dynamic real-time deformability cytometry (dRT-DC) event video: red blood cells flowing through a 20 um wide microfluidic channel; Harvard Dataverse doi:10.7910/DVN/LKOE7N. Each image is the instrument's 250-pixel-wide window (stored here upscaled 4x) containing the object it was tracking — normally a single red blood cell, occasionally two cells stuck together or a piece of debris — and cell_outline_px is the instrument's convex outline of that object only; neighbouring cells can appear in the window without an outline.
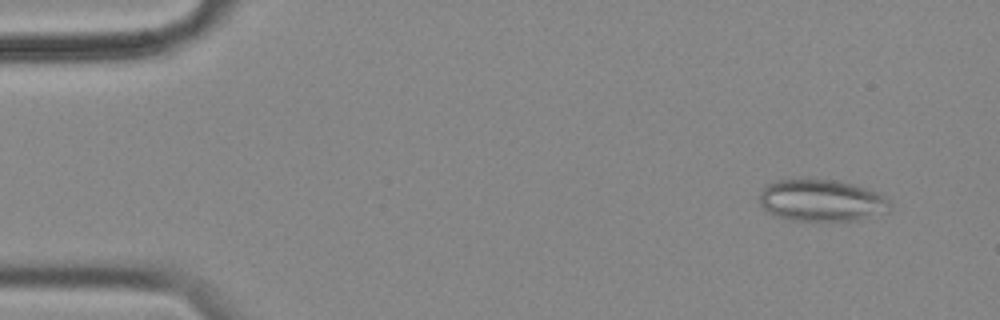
{"species": "common noctule bat (a hibernating species)", "species_latin": "Nyctalus noctula", "temperature_condition": "cold", "stored_images_in_passage": 55, "camera_frame_rate_fps": 3000, "um_per_image_px": 0.085, "animal": {"sex": "female", "body_mass_g": 18.4}, "frame": {"image": 1, "passage_image": 3, "time_ms": 0.667, "image_size_px": [1000, 320], "cell_outline_px": [[888, 212], [856, 220], [796, 220], [780, 216], [768, 212], [760, 204], [760, 192], [768, 184], [776, 180], [836, 180], [852, 184], [880, 192], [888, 200]], "centroid_in_image_um": [69.85, 17.03], "position_along_channel_um": 15.2, "area_um2": 31.27}}
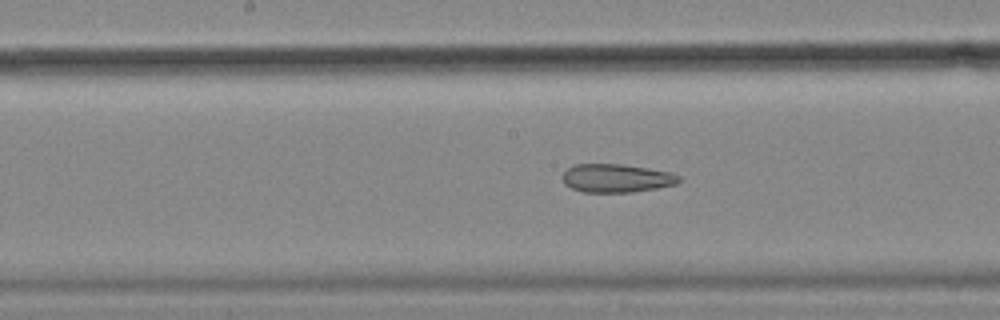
{"frame": {"image": 2, "passage_image": 27, "time_ms": 8.667, "image_size_px": [1000, 320], "cell_outline_px": [[684, 180], [676, 184], [656, 188], [632, 192], [584, 192], [572, 188], [564, 184], [560, 176], [568, 168], [576, 164], [620, 164], [648, 168], [672, 172], [680, 176]], "centroid_in_image_um": [52.41, 15.14], "position_along_channel_um": 195.8, "area_um2": 19.42}}
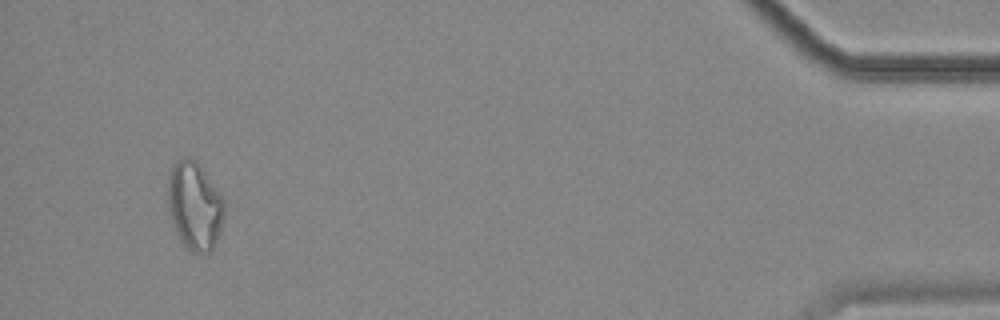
{"frame": {"image": 3, "passage_image": 52, "time_ms": 17.0, "image_size_px": [1000, 320], "cell_outline_px": [[224, 216], [220, 232], [212, 248], [208, 252], [192, 252], [176, 236], [172, 224], [168, 208], [168, 176], [176, 160], [184, 156], [188, 156], [196, 160], [200, 164], [224, 200]], "centroid_in_image_um": [16.52, 17.47], "position_along_channel_um": 418.7, "area_um2": 29.07}, "authors_computed_cell_mechanics": {"area_um2": 24.6806, "velocity_mm_per_s": 3.5505, "shape_relaxation_time_tau1_ms": null, "shape_relaxation_time_tau2_ms": 4.7143, "deformation_change_tau1": null, "deformation_change_tau2": 0.1235}}